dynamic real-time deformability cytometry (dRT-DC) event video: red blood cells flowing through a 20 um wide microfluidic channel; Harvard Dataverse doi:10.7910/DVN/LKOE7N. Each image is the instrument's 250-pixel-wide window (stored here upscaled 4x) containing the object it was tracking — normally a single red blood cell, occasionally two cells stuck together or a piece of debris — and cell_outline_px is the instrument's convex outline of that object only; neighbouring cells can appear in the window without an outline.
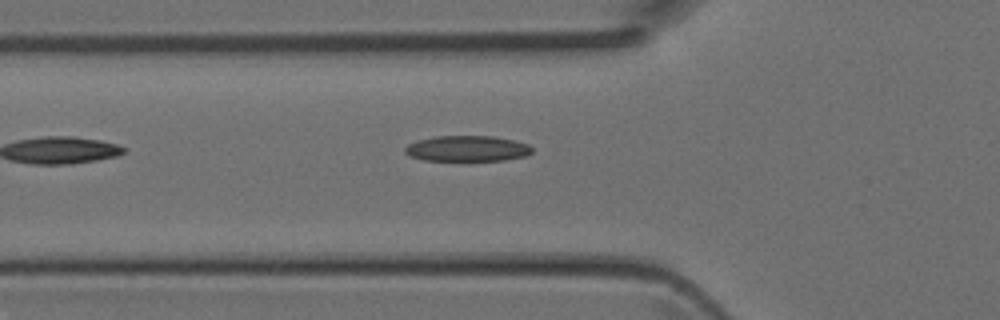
{"species": "Egyptian fruit bat (a non-hibernating species)", "species_latin": "Rousettus aegyptiacus", "temperature_condition": "room temperature", "stored_images_in_passage": 5, "camera_frame_rate_fps": 3000, "um_per_image_px": 0.085, "animal": {"sex": "female"}, "frame": {"image": 1, "passage_image": 5, "time_ms": 1.333, "image_size_px": [1000, 320], "cell_outline_px": [[532, 152], [524, 156], [504, 160], [424, 160], [408, 156], [404, 152], [404, 148], [408, 144], [416, 140], [436, 136], [492, 136], [516, 140], [528, 144], [532, 148]], "centroid_in_image_um": [39.68, 12.62], "position_along_channel_um": 86.1, "area_um2": 19.07}}